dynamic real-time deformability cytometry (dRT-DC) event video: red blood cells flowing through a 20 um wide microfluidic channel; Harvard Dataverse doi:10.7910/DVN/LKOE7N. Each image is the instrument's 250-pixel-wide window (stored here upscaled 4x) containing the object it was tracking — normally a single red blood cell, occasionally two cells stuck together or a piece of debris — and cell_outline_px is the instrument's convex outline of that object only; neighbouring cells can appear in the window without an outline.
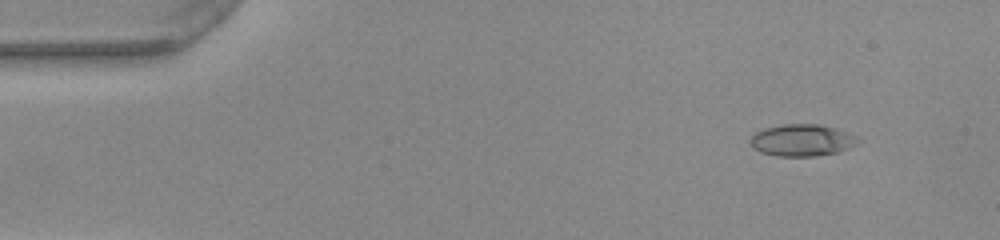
{"species": "common noctule bat (a hibernating species)", "species_latin": "Nyctalus noctula", "temperature_condition": "warm", "stored_images_in_passage": 47, "camera_frame_rate_fps": 3000, "um_per_image_px": 0.085, "animal": {"sex": "female", "body_mass_g": 22.0, "forearm_length_mm": 56.7}, "frame": {"image": 1, "passage_image": 1, "time_ms": 0.0, "image_size_px": [1000, 240], "cell_outline_px": [[860, 140], [856, 144], [840, 152], [812, 156], [776, 156], [760, 152], [752, 148], [752, 136], [756, 132], [764, 128], [784, 124], [816, 124], [832, 128], [856, 136]], "centroid_in_image_um": [68.15, 11.93], "position_along_channel_um": 16.9, "area_um2": 19.71}}
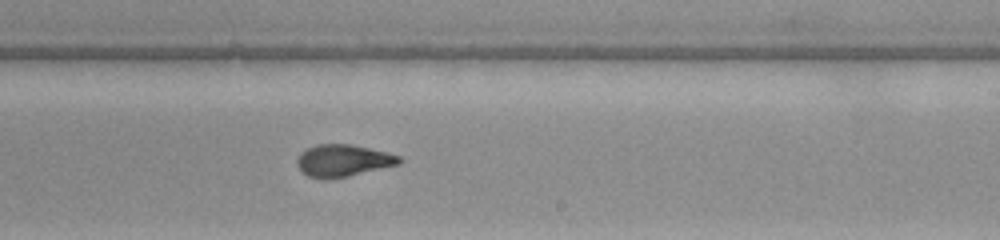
{"frame": {"image": 2, "passage_image": 27, "time_ms": 8.667, "image_size_px": [1000, 240], "cell_outline_px": [[404, 160], [400, 164], [348, 176], [324, 180], [308, 176], [300, 172], [296, 164], [296, 160], [300, 152], [316, 144], [352, 144], [388, 152], [400, 156]], "centroid_in_image_um": [29.14, 13.65], "position_along_channel_um": 259.9, "area_um2": 19.42}}
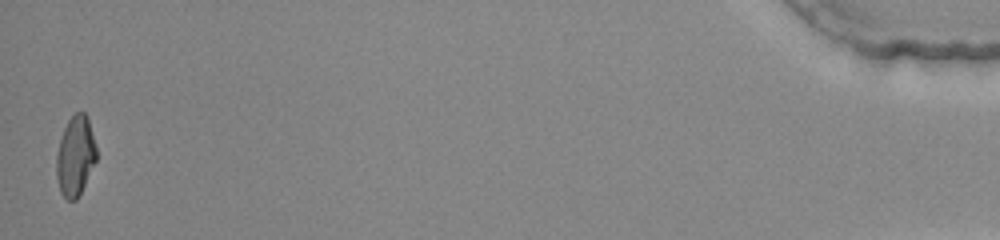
{"frame": {"image": 3, "passage_image": 47, "time_ms": 15.333, "image_size_px": [1000, 240], "cell_outline_px": [[96, 160], [76, 200], [68, 200], [60, 192], [56, 176], [56, 156], [60, 140], [64, 128], [68, 120], [76, 112], [84, 112], [88, 120], [96, 148]], "centroid_in_image_um": [6.38, 13.26], "position_along_channel_um": 428.8, "area_um2": 18.21}, "authors_computed_cell_mechanics": {"area_um2": 19.1318, "velocity_mm_per_s": 3.9727, "shape_relaxation_time_tau1_ms": 4.7057, "shape_relaxation_time_tau2_ms": 0.8318, "deformation_change_tau1": 0.2237, "deformation_change_tau2": 0.0785}}